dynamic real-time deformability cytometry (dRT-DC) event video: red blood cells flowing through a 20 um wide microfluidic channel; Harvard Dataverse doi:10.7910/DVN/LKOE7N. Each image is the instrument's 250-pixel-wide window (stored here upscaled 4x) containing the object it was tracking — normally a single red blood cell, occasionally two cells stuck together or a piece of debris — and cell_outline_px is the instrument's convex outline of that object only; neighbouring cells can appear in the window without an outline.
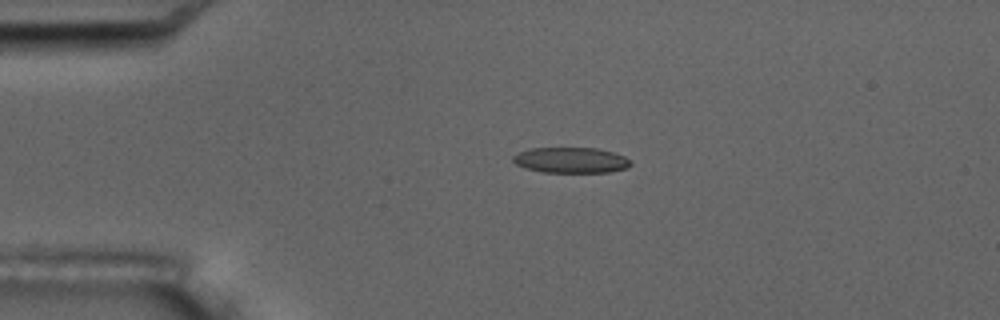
{"species": "common noctule bat (a hibernating species)", "species_latin": "Nyctalus noctula", "temperature_condition": "room temperature", "stored_images_in_passage": 5, "camera_frame_rate_fps": 3000, "um_per_image_px": 0.085, "animal": {"sex": "male", "body_mass_g": 17.5, "forearm_length_mm": 52.3}, "frame": {"image": 1, "passage_image": 4, "time_ms": 3.333, "image_size_px": [1000, 320], "cell_outline_px": [[632, 164], [628, 168], [608, 172], [540, 172], [524, 168], [516, 164], [512, 160], [512, 156], [528, 148], [596, 148], [612, 152], [624, 156]], "centroid_in_image_um": [48.5, 13.62], "position_along_channel_um": 36.5, "area_um2": 17.57}}
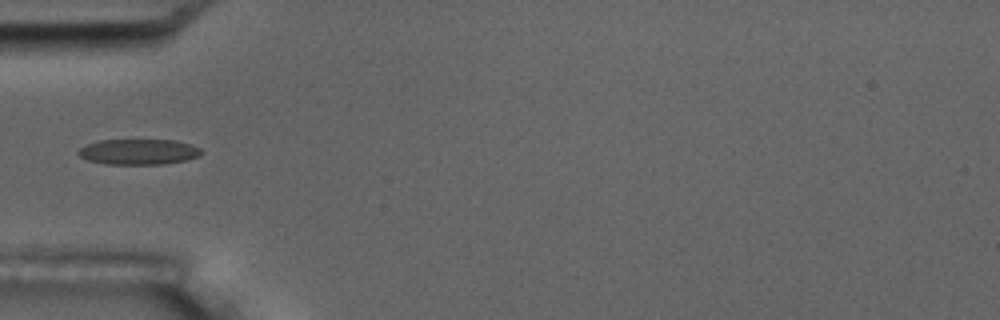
{"frame": {"image": 2, "passage_image": 5, "time_ms": 5.333, "image_size_px": [1000, 320], "cell_outline_px": [[200, 152], [196, 156], [184, 160], [160, 164], [108, 164], [88, 160], [80, 156], [76, 152], [80, 148], [88, 144], [100, 140], [176, 140], [192, 144], [200, 148]], "centroid_in_image_um": [11.75, 12.89], "position_along_channel_um": 73.3, "area_um2": 18.03}}